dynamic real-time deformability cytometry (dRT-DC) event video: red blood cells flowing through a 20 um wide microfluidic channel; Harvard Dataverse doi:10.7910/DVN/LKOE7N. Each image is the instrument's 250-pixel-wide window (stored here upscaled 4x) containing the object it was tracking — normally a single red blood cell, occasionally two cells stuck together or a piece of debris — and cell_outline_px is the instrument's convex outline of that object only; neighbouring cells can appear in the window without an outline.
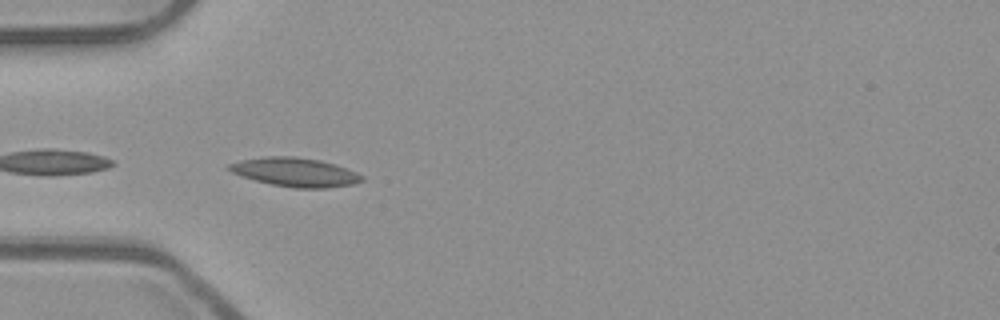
{"species": "common noctule bat (a hibernating species)", "species_latin": "Nyctalus noctula", "temperature_condition": "room temperature", "stored_images_in_passage": 7, "camera_frame_rate_fps": 3000, "um_per_image_px": 0.085, "animal": {"sex": "male", "body_mass_g": 23.1, "forearm_length_mm": 52.7}, "frame": {"image": 1, "passage_image": 2, "time_ms": 0.333, "image_size_px": [1000, 320], "cell_outline_px": [[364, 180], [356, 184], [328, 188], [296, 188], [272, 184], [240, 176], [232, 172], [228, 168], [228, 164], [240, 160], [268, 156], [292, 156], [320, 160], [336, 164], [356, 172], [364, 176]], "centroid_in_image_um": [25.13, 14.63], "position_along_channel_um": 59.9, "area_um2": 22.37}}